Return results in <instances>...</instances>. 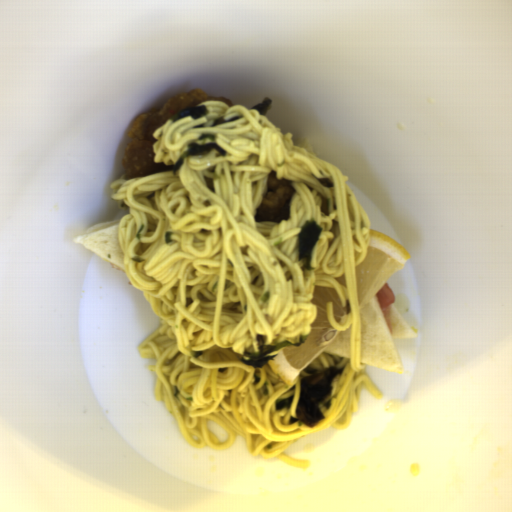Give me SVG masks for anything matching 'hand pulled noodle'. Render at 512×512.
Returning <instances> with one entry per match:
<instances>
[{
	"mask_svg": "<svg viewBox=\"0 0 512 512\" xmlns=\"http://www.w3.org/2000/svg\"><path fill=\"white\" fill-rule=\"evenodd\" d=\"M195 106H205L207 114L197 120L170 118L154 130V163L175 166L191 143H215L226 156L211 149L185 158L177 173H125L110 185L112 199L128 209L118 225L126 276L161 319L137 351L141 359H154L148 369L155 375V400L188 444L226 450L241 437L251 456L308 469L310 461L286 454L293 441L329 427L349 428L363 386L376 400L383 397L360 359L356 267L367 256L369 215L338 166L294 144L293 133H282L258 110L218 100ZM221 116L242 117L211 127ZM203 123L205 128H194ZM210 133L215 142L199 140ZM273 170L279 180H292L296 190L290 218L256 222ZM205 176L214 179L215 192ZM327 177L333 183L328 189L318 181ZM319 192L328 199L329 216L321 211ZM310 220L323 230L311 256L316 269L307 271L298 260L297 238ZM141 224L145 228L137 240ZM167 231L173 232V242L165 245ZM344 273L346 288L335 280ZM319 285L335 289L344 306L347 300L351 304L340 326L332 303L327 304L335 328L352 324L351 358L322 351L308 366L344 368L332 384L330 409L322 410L325 420L310 428L289 423L296 416L301 373L291 386L268 364L259 369L239 360L262 345L296 343L309 334L316 315L310 300ZM267 291L271 298L262 304ZM254 373L261 377L258 384ZM292 395L290 410H275L277 399ZM209 420L228 431L227 442L217 440Z\"/></svg>",
	"mask_w": 512,
	"mask_h": 512,
	"instance_id": "14784b9a",
	"label": "hand pulled noodle"
}]
</instances>
